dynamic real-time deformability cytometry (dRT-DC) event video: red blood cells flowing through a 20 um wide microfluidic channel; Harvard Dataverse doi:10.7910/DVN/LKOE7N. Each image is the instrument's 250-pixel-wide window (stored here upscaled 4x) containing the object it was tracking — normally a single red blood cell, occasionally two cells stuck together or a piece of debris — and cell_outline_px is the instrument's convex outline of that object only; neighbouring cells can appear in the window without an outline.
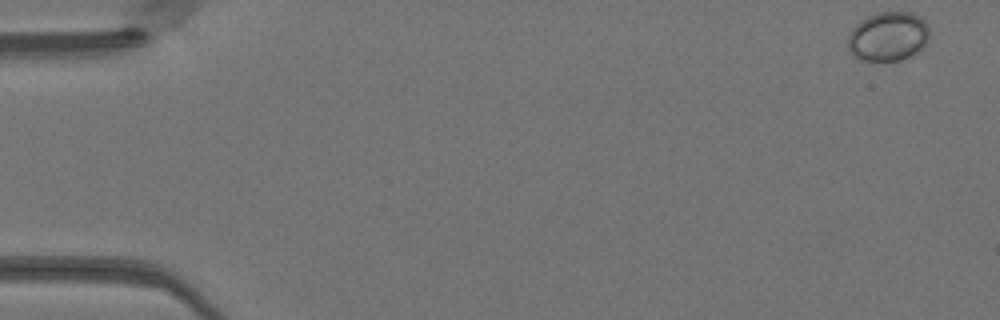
{"species": "Egyptian fruit bat (a non-hibernating species)", "species_latin": "Rousettus aegyptiacus", "temperature_condition": "warm", "stored_images_in_passage": 49, "camera_frame_rate_fps": 3000, "um_per_image_px": 0.085, "animal": {"sex": "female"}, "frame": {"image": 1, "passage_image": 1, "time_ms": 0.0, "image_size_px": [1000, 320], "cell_outline_px": [[928, 40], [916, 52], [900, 60], [860, 60], [848, 48], [848, 36], [852, 28], [860, 20], [876, 12], [912, 12], [920, 16], [928, 24]], "centroid_in_image_um": [75.48, 3.07], "position_along_channel_um": 9.5, "area_um2": 23.24}}
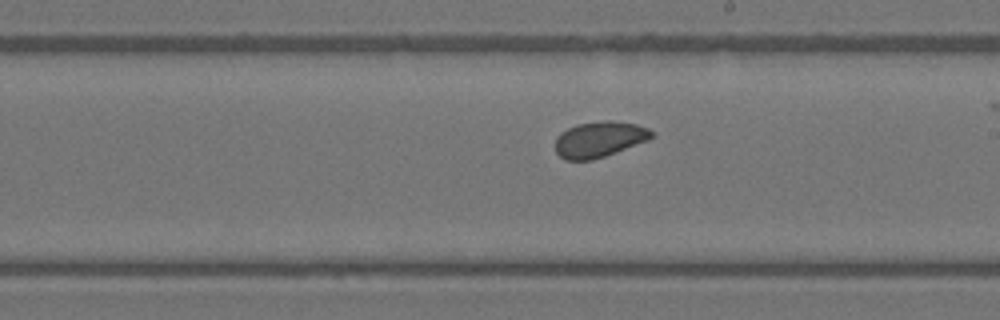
{"frame": {"image": 2, "passage_image": 28, "time_ms": 9.0, "image_size_px": [1000, 320], "cell_outline_px": [[652, 136], [648, 140], [604, 156], [592, 160], [564, 160], [556, 152], [556, 136], [560, 132], [576, 124], [608, 120], [636, 124], [648, 128], [652, 132]], "centroid_in_image_um": [50.9, 11.84], "position_along_channel_um": 238.1, "area_um2": 19.88}}
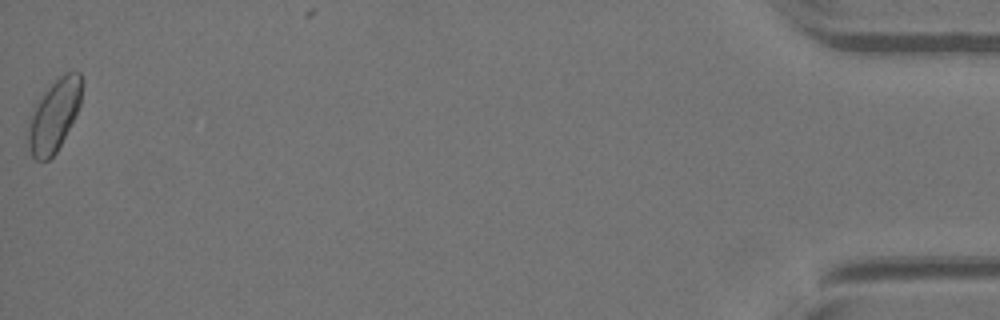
{"frame": {"image": 3, "passage_image": 49, "time_ms": 16.0, "image_size_px": [1000, 320], "cell_outline_px": [[84, 80], [80, 104], [56, 152], [48, 160], [36, 160], [32, 156], [28, 144], [28, 116], [36, 100], [64, 72], [80, 72]], "centroid_in_image_um": [4.58, 9.77], "position_along_channel_um": 430.6, "area_um2": 22.48}, "authors_computed_cell_mechanics": {"area_um2": 20.3456, "velocity_mm_per_s": 4.1221, "shape_relaxation_time_tau1_ms": null, "shape_relaxation_time_tau2_ms": 3.7653, "deformation_change_tau1": null, "deformation_change_tau2": 0.0984}}